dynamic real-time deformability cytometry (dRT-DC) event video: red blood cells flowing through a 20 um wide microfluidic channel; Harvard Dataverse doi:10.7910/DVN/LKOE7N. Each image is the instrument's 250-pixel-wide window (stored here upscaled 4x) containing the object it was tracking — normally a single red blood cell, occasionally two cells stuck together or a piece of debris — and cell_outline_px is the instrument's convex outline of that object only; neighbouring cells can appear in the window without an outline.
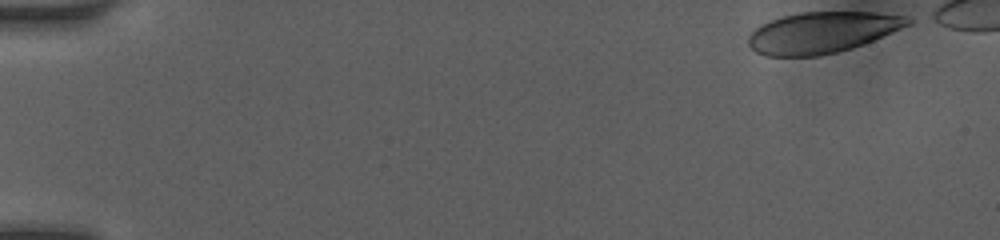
{"species": "human", "species_latin": "Homo sapiens", "temperature_condition": "room temperature", "stored_images_in_passage": 45, "camera_frame_rate_fps": 3000, "um_per_image_px": 0.085, "donor": {"sex": "female"}, "frame": {"image": 1, "passage_image": 1, "time_ms": 0.0, "image_size_px": [1000, 240], "cell_outline_px": [[912, 24], [852, 48], [820, 56], [764, 56], [756, 52], [748, 44], [748, 36], [756, 28], [772, 20], [784, 16], [800, 12], [872, 12], [904, 16], [912, 20]], "centroid_in_image_um": [69.86, 2.76], "position_along_channel_um": 15.1, "area_um2": 37.86}}
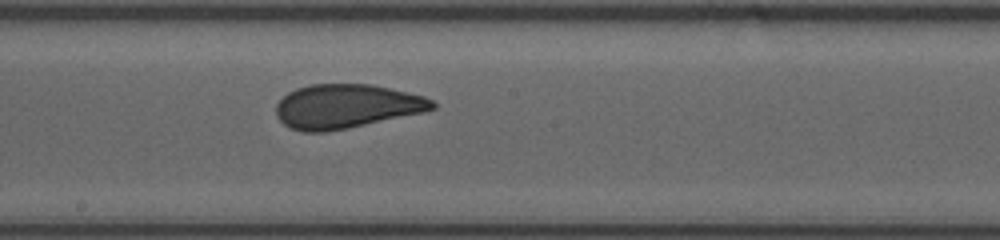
{"frame": {"image": 2, "passage_image": 26, "time_ms": 8.333, "image_size_px": [1000, 240], "cell_outline_px": [[436, 108], [424, 112], [348, 128], [324, 132], [304, 132], [288, 128], [276, 116], [276, 104], [288, 92], [296, 88], [312, 84], [372, 84], [408, 92], [424, 96], [432, 100], [436, 104]], "centroid_in_image_um": [29.43, 9.04], "position_along_channel_um": 218.8, "area_um2": 40.23}}
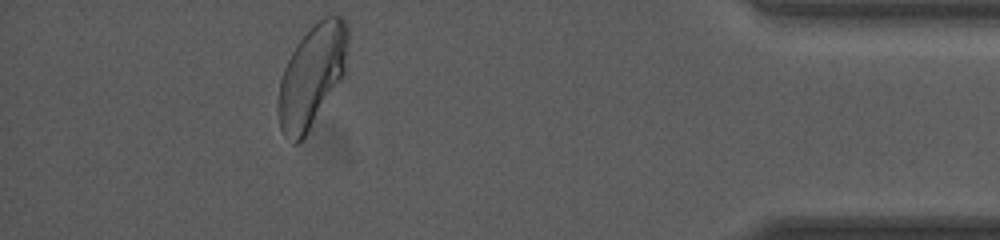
{"frame": {"image": 3, "passage_image": 43, "time_ms": 14.0, "image_size_px": [1000, 240], "cell_outline_px": [[348, 48], [344, 76], [304, 136], [296, 144], [292, 144], [284, 136], [280, 128], [276, 108], [276, 104], [280, 80], [284, 68], [292, 52], [300, 40], [324, 16], [340, 16], [348, 24]], "centroid_in_image_um": [26.5, 6.48], "position_along_channel_um": 408.7, "area_um2": 41.21}, "authors_computed_cell_mechanics": {"area_um2": 40.1132, "velocity_mm_per_s": 4.1407, "shape_relaxation_time_tau1_ms": 7.104, "shape_relaxation_time_tau2_ms": 0.6348, "deformation_change_tau1": 0.1823, "deformation_change_tau2": 0.0749}}